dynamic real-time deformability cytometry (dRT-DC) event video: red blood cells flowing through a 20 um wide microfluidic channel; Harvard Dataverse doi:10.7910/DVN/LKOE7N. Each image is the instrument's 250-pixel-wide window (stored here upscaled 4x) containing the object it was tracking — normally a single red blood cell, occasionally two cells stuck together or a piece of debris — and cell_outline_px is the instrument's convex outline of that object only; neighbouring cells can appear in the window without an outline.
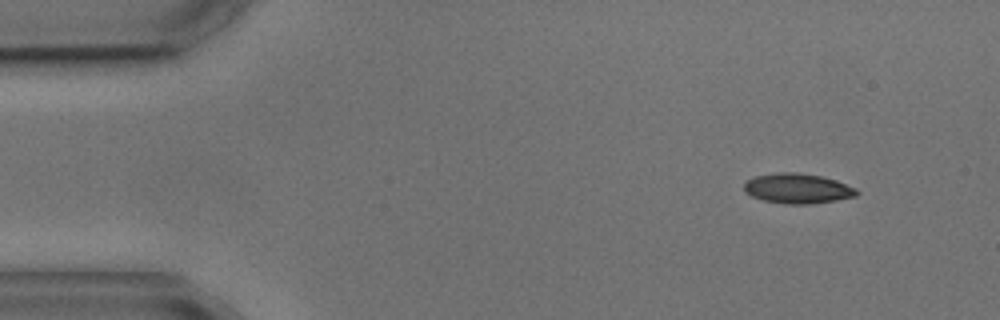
{"species": "common noctule bat (a hibernating species)", "species_latin": "Nyctalus noctula", "temperature_condition": "cold", "stored_images_in_passage": 9, "camera_frame_rate_fps": 3000, "um_per_image_px": 0.085, "animal": {"sex": "male", "body_mass_g": 17.9, "forearm_length_mm": 54.2}, "frame": {"image": 1, "passage_image": 1, "time_ms": 0.0, "image_size_px": [1000, 320], "cell_outline_px": [[860, 192], [856, 196], [836, 200], [808, 204], [784, 204], [764, 200], [752, 196], [744, 192], [744, 184], [748, 180], [756, 176], [780, 172], [796, 172], [820, 176], [836, 180], [856, 188]], "centroid_in_image_um": [67.8, 16.02], "position_along_channel_um": 17.2, "area_um2": 19.59}}
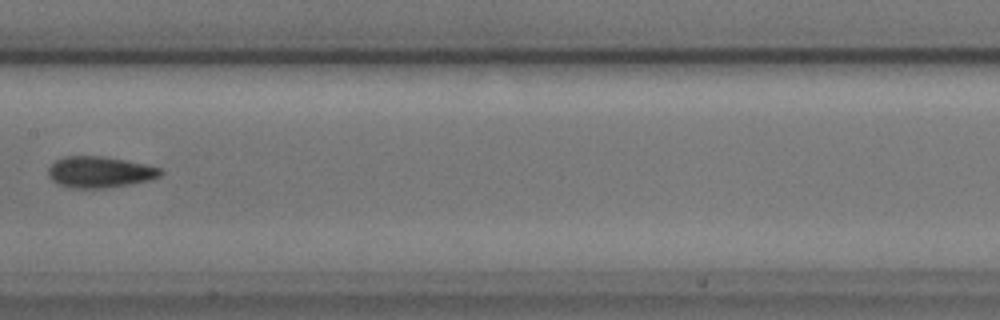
{"frame": {"image": 2, "passage_image": 7, "time_ms": 7.333, "image_size_px": [1000, 320], "cell_outline_px": [[164, 172], [160, 176], [148, 180], [108, 188], [68, 188], [52, 180], [48, 176], [48, 168], [56, 160], [64, 156], [104, 156], [144, 164], [160, 168]], "centroid_in_image_um": [8.45, 14.62], "position_along_channel_um": 198.9, "area_um2": 20.35}}
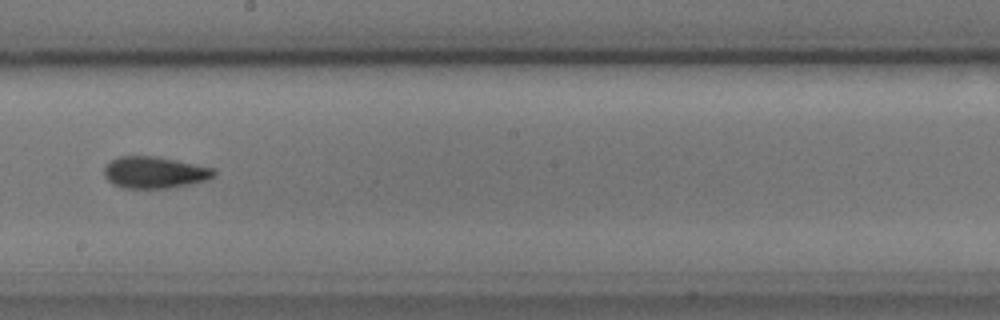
{"frame": {"image": 3, "passage_image": 8, "time_ms": 8.333, "image_size_px": [1000, 320], "cell_outline_px": [[216, 176], [208, 180], [168, 188], [124, 188], [112, 184], [104, 176], [104, 168], [112, 160], [120, 156], [156, 156], [176, 160], [212, 168], [216, 172]], "centroid_in_image_um": [13.14, 14.66], "position_along_channel_um": 235.1, "area_um2": 20.17}}